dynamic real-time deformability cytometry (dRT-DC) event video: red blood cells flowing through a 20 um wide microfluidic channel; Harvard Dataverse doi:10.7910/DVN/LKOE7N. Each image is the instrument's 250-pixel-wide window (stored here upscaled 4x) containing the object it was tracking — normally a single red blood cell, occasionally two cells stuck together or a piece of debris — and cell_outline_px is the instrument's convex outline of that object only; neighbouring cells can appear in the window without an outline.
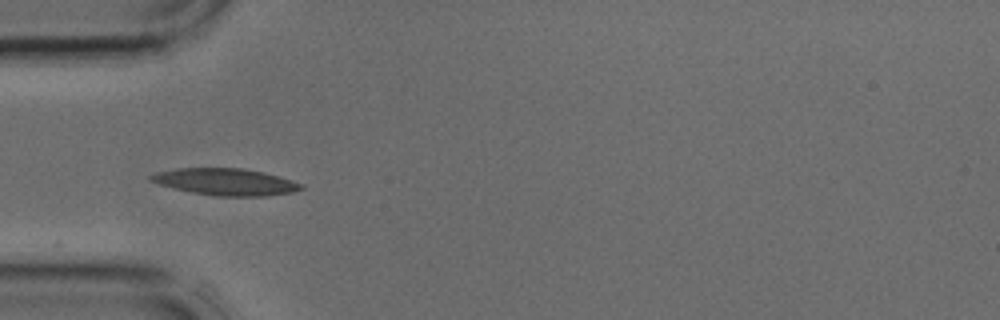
{"species": "common noctule bat (a hibernating species)", "species_latin": "Nyctalus noctula", "temperature_condition": "cold", "stored_images_in_passage": 3, "camera_frame_rate_fps": 3000, "um_per_image_px": 0.085, "animal": {"sex": "male", "body_mass_g": 17.9, "forearm_length_mm": 54.2}, "frame": {"image": 1, "passage_image": 2, "time_ms": 0.333, "image_size_px": [1000, 320], "cell_outline_px": [[304, 188], [292, 192], [264, 196], [216, 196], [192, 192], [160, 184], [148, 180], [148, 176], [156, 172], [176, 168], [244, 168], [264, 172], [280, 176], [304, 184]], "centroid_in_image_um": [19.2, 15.45], "position_along_channel_um": 65.8, "area_um2": 23.52}}